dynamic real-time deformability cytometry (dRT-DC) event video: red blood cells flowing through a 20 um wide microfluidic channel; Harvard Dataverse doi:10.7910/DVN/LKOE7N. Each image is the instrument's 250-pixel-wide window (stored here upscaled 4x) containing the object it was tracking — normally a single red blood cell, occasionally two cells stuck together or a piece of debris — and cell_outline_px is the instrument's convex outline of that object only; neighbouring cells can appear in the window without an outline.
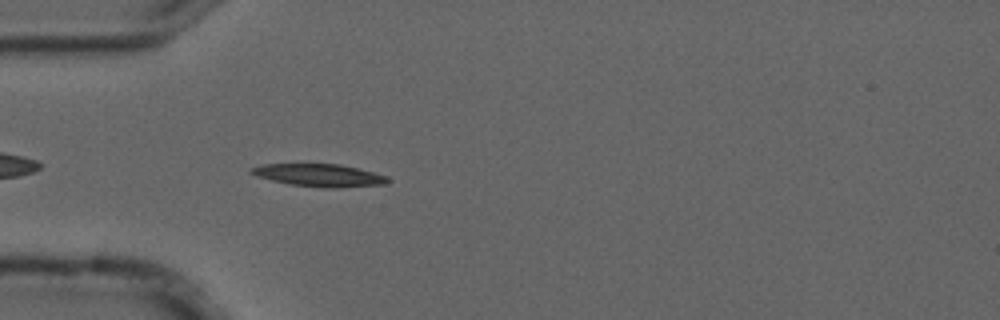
{"species": "common noctule bat (a hibernating species)", "species_latin": "Nyctalus noctula", "temperature_condition": "cold", "stored_images_in_passage": 5, "camera_frame_rate_fps": 3000, "um_per_image_px": 0.085, "animal": {"sex": "male", "forearm_length_mm": 52.5}, "frame": {"image": 1, "passage_image": 5, "time_ms": 1.333, "image_size_px": [1000, 320], "cell_outline_px": [[392, 180], [388, 184], [332, 188], [328, 188], [292, 184], [272, 180], [256, 176], [248, 172], [252, 168], [260, 164], [340, 164], [388, 176]], "centroid_in_image_um": [27.17, 14.89], "position_along_channel_um": 57.8, "area_um2": 17.86}}